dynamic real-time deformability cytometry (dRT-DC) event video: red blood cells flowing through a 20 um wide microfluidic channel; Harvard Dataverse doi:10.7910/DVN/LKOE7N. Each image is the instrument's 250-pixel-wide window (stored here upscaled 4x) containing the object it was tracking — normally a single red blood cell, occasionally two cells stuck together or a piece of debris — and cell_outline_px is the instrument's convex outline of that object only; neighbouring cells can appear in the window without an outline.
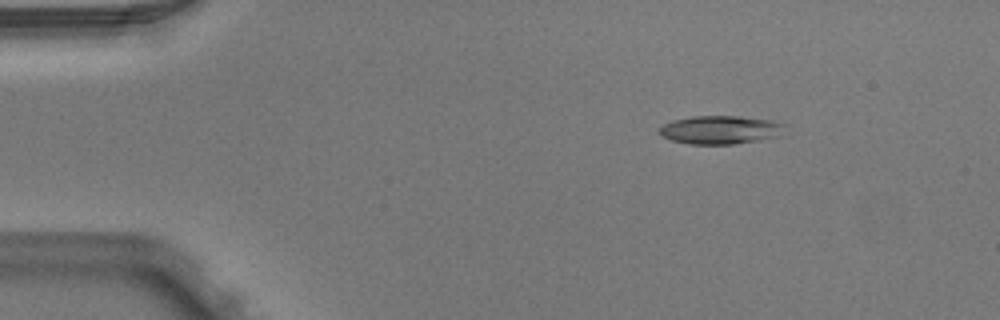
{"species": "Egyptian fruit bat (a non-hibernating species)", "species_latin": "Rousettus aegyptiacus", "temperature_condition": "warm", "stored_images_in_passage": 5, "camera_frame_rate_fps": 3000, "um_per_image_px": 0.085, "animal": {"sex": "male"}, "frame": {"image": 1, "passage_image": 3, "time_ms": 0.667, "image_size_px": [1000, 320], "cell_outline_px": [[784, 124], [780, 136], [732, 144], [688, 144], [672, 140], [664, 136], [660, 132], [660, 128], [664, 124], [672, 120], [692, 116], [740, 116], [772, 120]], "centroid_in_image_um": [61.23, 11.02], "position_along_channel_um": 23.8, "area_um2": 20.52}}
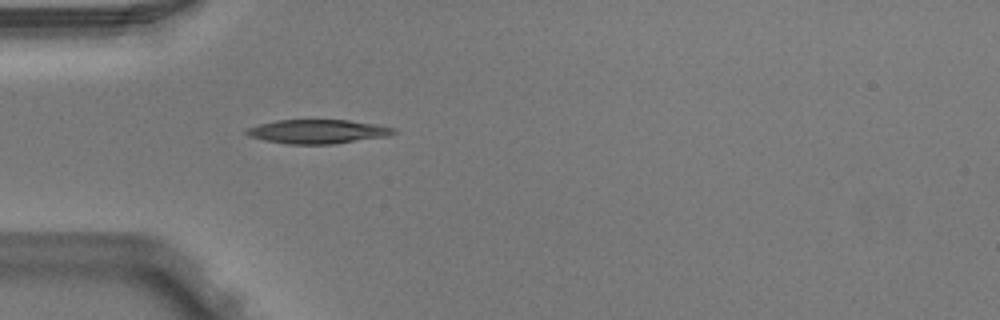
{"frame": {"image": 2, "passage_image": 5, "time_ms": 1.333, "image_size_px": [1000, 320], "cell_outline_px": [[396, 132], [388, 136], [332, 144], [288, 144], [264, 140], [248, 136], [244, 132], [248, 128], [260, 124], [276, 120], [348, 120], [380, 124], [396, 128]], "centroid_in_image_um": [27.03, 11.18], "position_along_channel_um": 58.0, "area_um2": 20.63}}